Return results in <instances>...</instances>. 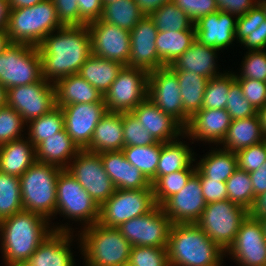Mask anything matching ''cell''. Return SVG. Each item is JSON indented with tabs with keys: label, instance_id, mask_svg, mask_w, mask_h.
Masks as SVG:
<instances>
[{
	"label": "cell",
	"instance_id": "cell-1",
	"mask_svg": "<svg viewBox=\"0 0 266 266\" xmlns=\"http://www.w3.org/2000/svg\"><path fill=\"white\" fill-rule=\"evenodd\" d=\"M37 47L42 78L52 84L79 73L81 66L92 55L87 25L63 26L47 35Z\"/></svg>",
	"mask_w": 266,
	"mask_h": 266
},
{
	"label": "cell",
	"instance_id": "cell-2",
	"mask_svg": "<svg viewBox=\"0 0 266 266\" xmlns=\"http://www.w3.org/2000/svg\"><path fill=\"white\" fill-rule=\"evenodd\" d=\"M51 224L44 216L26 210L3 219L0 237L3 260L25 263L53 231L76 232L68 223L60 226Z\"/></svg>",
	"mask_w": 266,
	"mask_h": 266
},
{
	"label": "cell",
	"instance_id": "cell-3",
	"mask_svg": "<svg viewBox=\"0 0 266 266\" xmlns=\"http://www.w3.org/2000/svg\"><path fill=\"white\" fill-rule=\"evenodd\" d=\"M166 249L169 266H223L226 257L196 223L172 224Z\"/></svg>",
	"mask_w": 266,
	"mask_h": 266
},
{
	"label": "cell",
	"instance_id": "cell-4",
	"mask_svg": "<svg viewBox=\"0 0 266 266\" xmlns=\"http://www.w3.org/2000/svg\"><path fill=\"white\" fill-rule=\"evenodd\" d=\"M80 230L75 236H78V247L84 256L85 266H122L129 263L132 245L118 228L97 222Z\"/></svg>",
	"mask_w": 266,
	"mask_h": 266
},
{
	"label": "cell",
	"instance_id": "cell-5",
	"mask_svg": "<svg viewBox=\"0 0 266 266\" xmlns=\"http://www.w3.org/2000/svg\"><path fill=\"white\" fill-rule=\"evenodd\" d=\"M63 26L52 0L31 7L10 10L7 33L11 43L38 46L42 40Z\"/></svg>",
	"mask_w": 266,
	"mask_h": 266
},
{
	"label": "cell",
	"instance_id": "cell-6",
	"mask_svg": "<svg viewBox=\"0 0 266 266\" xmlns=\"http://www.w3.org/2000/svg\"><path fill=\"white\" fill-rule=\"evenodd\" d=\"M63 169L35 161L20 178L23 210L38 213L50 222L56 213L57 178Z\"/></svg>",
	"mask_w": 266,
	"mask_h": 266
},
{
	"label": "cell",
	"instance_id": "cell-7",
	"mask_svg": "<svg viewBox=\"0 0 266 266\" xmlns=\"http://www.w3.org/2000/svg\"><path fill=\"white\" fill-rule=\"evenodd\" d=\"M249 211L227 200L211 202L196 224L225 252L235 241L241 223Z\"/></svg>",
	"mask_w": 266,
	"mask_h": 266
},
{
	"label": "cell",
	"instance_id": "cell-8",
	"mask_svg": "<svg viewBox=\"0 0 266 266\" xmlns=\"http://www.w3.org/2000/svg\"><path fill=\"white\" fill-rule=\"evenodd\" d=\"M41 79V57L37 46L11 43L0 54V84L6 90Z\"/></svg>",
	"mask_w": 266,
	"mask_h": 266
},
{
	"label": "cell",
	"instance_id": "cell-9",
	"mask_svg": "<svg viewBox=\"0 0 266 266\" xmlns=\"http://www.w3.org/2000/svg\"><path fill=\"white\" fill-rule=\"evenodd\" d=\"M56 213L72 221L82 223L81 228L91 226L99 220V206L80 183L63 169L57 178Z\"/></svg>",
	"mask_w": 266,
	"mask_h": 266
},
{
	"label": "cell",
	"instance_id": "cell-10",
	"mask_svg": "<svg viewBox=\"0 0 266 266\" xmlns=\"http://www.w3.org/2000/svg\"><path fill=\"white\" fill-rule=\"evenodd\" d=\"M157 206L153 187L145 189H116L99 207L100 225L118 228L123 222L142 216Z\"/></svg>",
	"mask_w": 266,
	"mask_h": 266
},
{
	"label": "cell",
	"instance_id": "cell-11",
	"mask_svg": "<svg viewBox=\"0 0 266 266\" xmlns=\"http://www.w3.org/2000/svg\"><path fill=\"white\" fill-rule=\"evenodd\" d=\"M149 73L140 68L123 66L104 94L108 112L129 113L148 98Z\"/></svg>",
	"mask_w": 266,
	"mask_h": 266
},
{
	"label": "cell",
	"instance_id": "cell-12",
	"mask_svg": "<svg viewBox=\"0 0 266 266\" xmlns=\"http://www.w3.org/2000/svg\"><path fill=\"white\" fill-rule=\"evenodd\" d=\"M100 207L116 190L99 153L81 149L66 169Z\"/></svg>",
	"mask_w": 266,
	"mask_h": 266
},
{
	"label": "cell",
	"instance_id": "cell-13",
	"mask_svg": "<svg viewBox=\"0 0 266 266\" xmlns=\"http://www.w3.org/2000/svg\"><path fill=\"white\" fill-rule=\"evenodd\" d=\"M171 220L161 206L126 222L118 229L132 246L167 248Z\"/></svg>",
	"mask_w": 266,
	"mask_h": 266
},
{
	"label": "cell",
	"instance_id": "cell-14",
	"mask_svg": "<svg viewBox=\"0 0 266 266\" xmlns=\"http://www.w3.org/2000/svg\"><path fill=\"white\" fill-rule=\"evenodd\" d=\"M6 105L14 108L27 124L56 106L54 84L42 78L32 84L12 87L7 90Z\"/></svg>",
	"mask_w": 266,
	"mask_h": 266
},
{
	"label": "cell",
	"instance_id": "cell-15",
	"mask_svg": "<svg viewBox=\"0 0 266 266\" xmlns=\"http://www.w3.org/2000/svg\"><path fill=\"white\" fill-rule=\"evenodd\" d=\"M228 255L239 266H266V238L260 219L247 215L225 252Z\"/></svg>",
	"mask_w": 266,
	"mask_h": 266
},
{
	"label": "cell",
	"instance_id": "cell-16",
	"mask_svg": "<svg viewBox=\"0 0 266 266\" xmlns=\"http://www.w3.org/2000/svg\"><path fill=\"white\" fill-rule=\"evenodd\" d=\"M180 90L177 75L168 66L149 72L148 98L185 128L190 117L183 110Z\"/></svg>",
	"mask_w": 266,
	"mask_h": 266
},
{
	"label": "cell",
	"instance_id": "cell-17",
	"mask_svg": "<svg viewBox=\"0 0 266 266\" xmlns=\"http://www.w3.org/2000/svg\"><path fill=\"white\" fill-rule=\"evenodd\" d=\"M92 54L129 66L130 32L100 19L87 24Z\"/></svg>",
	"mask_w": 266,
	"mask_h": 266
},
{
	"label": "cell",
	"instance_id": "cell-18",
	"mask_svg": "<svg viewBox=\"0 0 266 266\" xmlns=\"http://www.w3.org/2000/svg\"><path fill=\"white\" fill-rule=\"evenodd\" d=\"M207 203L202 194L200 176L195 172L181 191L168 198L162 205L172 224L196 223Z\"/></svg>",
	"mask_w": 266,
	"mask_h": 266
},
{
	"label": "cell",
	"instance_id": "cell-19",
	"mask_svg": "<svg viewBox=\"0 0 266 266\" xmlns=\"http://www.w3.org/2000/svg\"><path fill=\"white\" fill-rule=\"evenodd\" d=\"M64 129L80 149L91 142L95 127L106 114L104 102L69 104L63 106Z\"/></svg>",
	"mask_w": 266,
	"mask_h": 266
},
{
	"label": "cell",
	"instance_id": "cell-20",
	"mask_svg": "<svg viewBox=\"0 0 266 266\" xmlns=\"http://www.w3.org/2000/svg\"><path fill=\"white\" fill-rule=\"evenodd\" d=\"M157 33L158 29L150 16H143L130 31V67L140 68L148 73L165 67L156 50Z\"/></svg>",
	"mask_w": 266,
	"mask_h": 266
},
{
	"label": "cell",
	"instance_id": "cell-21",
	"mask_svg": "<svg viewBox=\"0 0 266 266\" xmlns=\"http://www.w3.org/2000/svg\"><path fill=\"white\" fill-rule=\"evenodd\" d=\"M231 117L226 109L202 108L196 112L184 128V139L203 141L219 145L224 139L231 124ZM194 141V142H193Z\"/></svg>",
	"mask_w": 266,
	"mask_h": 266
},
{
	"label": "cell",
	"instance_id": "cell-22",
	"mask_svg": "<svg viewBox=\"0 0 266 266\" xmlns=\"http://www.w3.org/2000/svg\"><path fill=\"white\" fill-rule=\"evenodd\" d=\"M131 113L157 142L164 143L184 137V127L172 116L165 114L149 98L138 104Z\"/></svg>",
	"mask_w": 266,
	"mask_h": 266
},
{
	"label": "cell",
	"instance_id": "cell-23",
	"mask_svg": "<svg viewBox=\"0 0 266 266\" xmlns=\"http://www.w3.org/2000/svg\"><path fill=\"white\" fill-rule=\"evenodd\" d=\"M236 22V16L220 10L208 14L194 23L196 40L219 50L227 49L236 40Z\"/></svg>",
	"mask_w": 266,
	"mask_h": 266
},
{
	"label": "cell",
	"instance_id": "cell-24",
	"mask_svg": "<svg viewBox=\"0 0 266 266\" xmlns=\"http://www.w3.org/2000/svg\"><path fill=\"white\" fill-rule=\"evenodd\" d=\"M73 232L53 231L25 262L27 266H75ZM71 244V245H70Z\"/></svg>",
	"mask_w": 266,
	"mask_h": 266
},
{
	"label": "cell",
	"instance_id": "cell-25",
	"mask_svg": "<svg viewBox=\"0 0 266 266\" xmlns=\"http://www.w3.org/2000/svg\"><path fill=\"white\" fill-rule=\"evenodd\" d=\"M100 158L116 189H145L152 186L144 174L125 158L122 151L103 152Z\"/></svg>",
	"mask_w": 266,
	"mask_h": 266
},
{
	"label": "cell",
	"instance_id": "cell-26",
	"mask_svg": "<svg viewBox=\"0 0 266 266\" xmlns=\"http://www.w3.org/2000/svg\"><path fill=\"white\" fill-rule=\"evenodd\" d=\"M219 49L195 40L192 45L170 66L172 71H191L208 79L221 74L217 67Z\"/></svg>",
	"mask_w": 266,
	"mask_h": 266
},
{
	"label": "cell",
	"instance_id": "cell-27",
	"mask_svg": "<svg viewBox=\"0 0 266 266\" xmlns=\"http://www.w3.org/2000/svg\"><path fill=\"white\" fill-rule=\"evenodd\" d=\"M123 148L122 113L107 111L97 123L91 142L85 150L100 154L122 151Z\"/></svg>",
	"mask_w": 266,
	"mask_h": 266
},
{
	"label": "cell",
	"instance_id": "cell-28",
	"mask_svg": "<svg viewBox=\"0 0 266 266\" xmlns=\"http://www.w3.org/2000/svg\"><path fill=\"white\" fill-rule=\"evenodd\" d=\"M80 150L63 128L36 147V160L67 169Z\"/></svg>",
	"mask_w": 266,
	"mask_h": 266
},
{
	"label": "cell",
	"instance_id": "cell-29",
	"mask_svg": "<svg viewBox=\"0 0 266 266\" xmlns=\"http://www.w3.org/2000/svg\"><path fill=\"white\" fill-rule=\"evenodd\" d=\"M56 106L104 102V96L78 73L58 80L55 84Z\"/></svg>",
	"mask_w": 266,
	"mask_h": 266
},
{
	"label": "cell",
	"instance_id": "cell-30",
	"mask_svg": "<svg viewBox=\"0 0 266 266\" xmlns=\"http://www.w3.org/2000/svg\"><path fill=\"white\" fill-rule=\"evenodd\" d=\"M25 138L0 146V172L20 177L36 161V148Z\"/></svg>",
	"mask_w": 266,
	"mask_h": 266
},
{
	"label": "cell",
	"instance_id": "cell-31",
	"mask_svg": "<svg viewBox=\"0 0 266 266\" xmlns=\"http://www.w3.org/2000/svg\"><path fill=\"white\" fill-rule=\"evenodd\" d=\"M266 140L262 132L259 115L232 120L227 133L219 144L223 149L237 152Z\"/></svg>",
	"mask_w": 266,
	"mask_h": 266
},
{
	"label": "cell",
	"instance_id": "cell-32",
	"mask_svg": "<svg viewBox=\"0 0 266 266\" xmlns=\"http://www.w3.org/2000/svg\"><path fill=\"white\" fill-rule=\"evenodd\" d=\"M123 66L119 62L92 54L81 66L78 74L104 96Z\"/></svg>",
	"mask_w": 266,
	"mask_h": 266
},
{
	"label": "cell",
	"instance_id": "cell-33",
	"mask_svg": "<svg viewBox=\"0 0 266 266\" xmlns=\"http://www.w3.org/2000/svg\"><path fill=\"white\" fill-rule=\"evenodd\" d=\"M177 138L172 141L161 143L160 159L157 165L156 181L164 175L177 172L188 168L193 162L197 160L194 157L195 153L192 152L186 141ZM196 158V159H195Z\"/></svg>",
	"mask_w": 266,
	"mask_h": 266
},
{
	"label": "cell",
	"instance_id": "cell-34",
	"mask_svg": "<svg viewBox=\"0 0 266 266\" xmlns=\"http://www.w3.org/2000/svg\"><path fill=\"white\" fill-rule=\"evenodd\" d=\"M196 40V30L158 31L155 40L159 59L172 65Z\"/></svg>",
	"mask_w": 266,
	"mask_h": 266
},
{
	"label": "cell",
	"instance_id": "cell-35",
	"mask_svg": "<svg viewBox=\"0 0 266 266\" xmlns=\"http://www.w3.org/2000/svg\"><path fill=\"white\" fill-rule=\"evenodd\" d=\"M199 162L196 168L206 177L226 182L227 179L238 169L237 156L235 152L220 148L209 150Z\"/></svg>",
	"mask_w": 266,
	"mask_h": 266
},
{
	"label": "cell",
	"instance_id": "cell-36",
	"mask_svg": "<svg viewBox=\"0 0 266 266\" xmlns=\"http://www.w3.org/2000/svg\"><path fill=\"white\" fill-rule=\"evenodd\" d=\"M178 78L184 112L191 118L203 106L208 78L191 71H173Z\"/></svg>",
	"mask_w": 266,
	"mask_h": 266
},
{
	"label": "cell",
	"instance_id": "cell-37",
	"mask_svg": "<svg viewBox=\"0 0 266 266\" xmlns=\"http://www.w3.org/2000/svg\"><path fill=\"white\" fill-rule=\"evenodd\" d=\"M143 16L135 0H118L104 4L100 20L130 32Z\"/></svg>",
	"mask_w": 266,
	"mask_h": 266
},
{
	"label": "cell",
	"instance_id": "cell-38",
	"mask_svg": "<svg viewBox=\"0 0 266 266\" xmlns=\"http://www.w3.org/2000/svg\"><path fill=\"white\" fill-rule=\"evenodd\" d=\"M125 158L139 169L153 185L156 182L161 142L147 146H128L122 149Z\"/></svg>",
	"mask_w": 266,
	"mask_h": 266
},
{
	"label": "cell",
	"instance_id": "cell-39",
	"mask_svg": "<svg viewBox=\"0 0 266 266\" xmlns=\"http://www.w3.org/2000/svg\"><path fill=\"white\" fill-rule=\"evenodd\" d=\"M27 138L36 148L48 137L56 135L64 128V116L62 108L55 106L43 116L27 123Z\"/></svg>",
	"mask_w": 266,
	"mask_h": 266
},
{
	"label": "cell",
	"instance_id": "cell-40",
	"mask_svg": "<svg viewBox=\"0 0 266 266\" xmlns=\"http://www.w3.org/2000/svg\"><path fill=\"white\" fill-rule=\"evenodd\" d=\"M150 18L158 31L195 30L194 22L172 1L158 8Z\"/></svg>",
	"mask_w": 266,
	"mask_h": 266
},
{
	"label": "cell",
	"instance_id": "cell-41",
	"mask_svg": "<svg viewBox=\"0 0 266 266\" xmlns=\"http://www.w3.org/2000/svg\"><path fill=\"white\" fill-rule=\"evenodd\" d=\"M22 210L20 178L0 172V218L3 220Z\"/></svg>",
	"mask_w": 266,
	"mask_h": 266
},
{
	"label": "cell",
	"instance_id": "cell-42",
	"mask_svg": "<svg viewBox=\"0 0 266 266\" xmlns=\"http://www.w3.org/2000/svg\"><path fill=\"white\" fill-rule=\"evenodd\" d=\"M196 172L193 163L186 169L161 176L153 185L155 202L161 206L168 198L178 193Z\"/></svg>",
	"mask_w": 266,
	"mask_h": 266
},
{
	"label": "cell",
	"instance_id": "cell-43",
	"mask_svg": "<svg viewBox=\"0 0 266 266\" xmlns=\"http://www.w3.org/2000/svg\"><path fill=\"white\" fill-rule=\"evenodd\" d=\"M228 200L250 211L255 195L249 173L237 169L225 182Z\"/></svg>",
	"mask_w": 266,
	"mask_h": 266
},
{
	"label": "cell",
	"instance_id": "cell-44",
	"mask_svg": "<svg viewBox=\"0 0 266 266\" xmlns=\"http://www.w3.org/2000/svg\"><path fill=\"white\" fill-rule=\"evenodd\" d=\"M235 81V72L224 71L223 74L211 78L206 85L203 106L206 109H224L228 100L230 85Z\"/></svg>",
	"mask_w": 266,
	"mask_h": 266
},
{
	"label": "cell",
	"instance_id": "cell-45",
	"mask_svg": "<svg viewBox=\"0 0 266 266\" xmlns=\"http://www.w3.org/2000/svg\"><path fill=\"white\" fill-rule=\"evenodd\" d=\"M25 125L23 117L14 108L0 107V146L24 138Z\"/></svg>",
	"mask_w": 266,
	"mask_h": 266
},
{
	"label": "cell",
	"instance_id": "cell-46",
	"mask_svg": "<svg viewBox=\"0 0 266 266\" xmlns=\"http://www.w3.org/2000/svg\"><path fill=\"white\" fill-rule=\"evenodd\" d=\"M122 125L124 147L147 146L157 143L149 131L141 127L142 124L131 112L122 113Z\"/></svg>",
	"mask_w": 266,
	"mask_h": 266
},
{
	"label": "cell",
	"instance_id": "cell-47",
	"mask_svg": "<svg viewBox=\"0 0 266 266\" xmlns=\"http://www.w3.org/2000/svg\"><path fill=\"white\" fill-rule=\"evenodd\" d=\"M241 62L240 74L235 73V79H253L266 82V50H247Z\"/></svg>",
	"mask_w": 266,
	"mask_h": 266
},
{
	"label": "cell",
	"instance_id": "cell-48",
	"mask_svg": "<svg viewBox=\"0 0 266 266\" xmlns=\"http://www.w3.org/2000/svg\"><path fill=\"white\" fill-rule=\"evenodd\" d=\"M225 109L232 120L248 118L258 113L243 96L240 84L236 80L230 85Z\"/></svg>",
	"mask_w": 266,
	"mask_h": 266
},
{
	"label": "cell",
	"instance_id": "cell-49",
	"mask_svg": "<svg viewBox=\"0 0 266 266\" xmlns=\"http://www.w3.org/2000/svg\"><path fill=\"white\" fill-rule=\"evenodd\" d=\"M129 263L132 266H169L167 249L132 246Z\"/></svg>",
	"mask_w": 266,
	"mask_h": 266
},
{
	"label": "cell",
	"instance_id": "cell-50",
	"mask_svg": "<svg viewBox=\"0 0 266 266\" xmlns=\"http://www.w3.org/2000/svg\"><path fill=\"white\" fill-rule=\"evenodd\" d=\"M238 169L248 173L261 167L266 161V140L236 152Z\"/></svg>",
	"mask_w": 266,
	"mask_h": 266
},
{
	"label": "cell",
	"instance_id": "cell-51",
	"mask_svg": "<svg viewBox=\"0 0 266 266\" xmlns=\"http://www.w3.org/2000/svg\"><path fill=\"white\" fill-rule=\"evenodd\" d=\"M264 21H266L264 11L258 4L244 16L237 17L235 30L236 41L240 44L250 35V32L256 30Z\"/></svg>",
	"mask_w": 266,
	"mask_h": 266
},
{
	"label": "cell",
	"instance_id": "cell-52",
	"mask_svg": "<svg viewBox=\"0 0 266 266\" xmlns=\"http://www.w3.org/2000/svg\"><path fill=\"white\" fill-rule=\"evenodd\" d=\"M195 23L200 18L219 11L216 0H172Z\"/></svg>",
	"mask_w": 266,
	"mask_h": 266
},
{
	"label": "cell",
	"instance_id": "cell-53",
	"mask_svg": "<svg viewBox=\"0 0 266 266\" xmlns=\"http://www.w3.org/2000/svg\"><path fill=\"white\" fill-rule=\"evenodd\" d=\"M243 96L258 111L266 104V82L253 79H235Z\"/></svg>",
	"mask_w": 266,
	"mask_h": 266
},
{
	"label": "cell",
	"instance_id": "cell-54",
	"mask_svg": "<svg viewBox=\"0 0 266 266\" xmlns=\"http://www.w3.org/2000/svg\"><path fill=\"white\" fill-rule=\"evenodd\" d=\"M196 173L200 176L202 194L207 204L228 199L225 182H218V180L206 178L197 168Z\"/></svg>",
	"mask_w": 266,
	"mask_h": 266
},
{
	"label": "cell",
	"instance_id": "cell-55",
	"mask_svg": "<svg viewBox=\"0 0 266 266\" xmlns=\"http://www.w3.org/2000/svg\"><path fill=\"white\" fill-rule=\"evenodd\" d=\"M62 26H83L79 22L78 0H52Z\"/></svg>",
	"mask_w": 266,
	"mask_h": 266
},
{
	"label": "cell",
	"instance_id": "cell-56",
	"mask_svg": "<svg viewBox=\"0 0 266 266\" xmlns=\"http://www.w3.org/2000/svg\"><path fill=\"white\" fill-rule=\"evenodd\" d=\"M79 22L82 25L98 20L103 10L102 0H78Z\"/></svg>",
	"mask_w": 266,
	"mask_h": 266
},
{
	"label": "cell",
	"instance_id": "cell-57",
	"mask_svg": "<svg viewBox=\"0 0 266 266\" xmlns=\"http://www.w3.org/2000/svg\"><path fill=\"white\" fill-rule=\"evenodd\" d=\"M216 2L220 11L236 17L244 16L258 4V0H216Z\"/></svg>",
	"mask_w": 266,
	"mask_h": 266
},
{
	"label": "cell",
	"instance_id": "cell-58",
	"mask_svg": "<svg viewBox=\"0 0 266 266\" xmlns=\"http://www.w3.org/2000/svg\"><path fill=\"white\" fill-rule=\"evenodd\" d=\"M248 51L266 50V21H264L256 30L250 32L241 43Z\"/></svg>",
	"mask_w": 266,
	"mask_h": 266
},
{
	"label": "cell",
	"instance_id": "cell-59",
	"mask_svg": "<svg viewBox=\"0 0 266 266\" xmlns=\"http://www.w3.org/2000/svg\"><path fill=\"white\" fill-rule=\"evenodd\" d=\"M255 199L264 192H266V161L261 165V167L255 171L249 173Z\"/></svg>",
	"mask_w": 266,
	"mask_h": 266
},
{
	"label": "cell",
	"instance_id": "cell-60",
	"mask_svg": "<svg viewBox=\"0 0 266 266\" xmlns=\"http://www.w3.org/2000/svg\"><path fill=\"white\" fill-rule=\"evenodd\" d=\"M170 1L172 0H135L144 16H150L158 8L162 7L165 3Z\"/></svg>",
	"mask_w": 266,
	"mask_h": 266
},
{
	"label": "cell",
	"instance_id": "cell-61",
	"mask_svg": "<svg viewBox=\"0 0 266 266\" xmlns=\"http://www.w3.org/2000/svg\"><path fill=\"white\" fill-rule=\"evenodd\" d=\"M249 214L258 219L266 217V192L256 197Z\"/></svg>",
	"mask_w": 266,
	"mask_h": 266
},
{
	"label": "cell",
	"instance_id": "cell-62",
	"mask_svg": "<svg viewBox=\"0 0 266 266\" xmlns=\"http://www.w3.org/2000/svg\"><path fill=\"white\" fill-rule=\"evenodd\" d=\"M10 10L8 0H0V30H7Z\"/></svg>",
	"mask_w": 266,
	"mask_h": 266
},
{
	"label": "cell",
	"instance_id": "cell-63",
	"mask_svg": "<svg viewBox=\"0 0 266 266\" xmlns=\"http://www.w3.org/2000/svg\"><path fill=\"white\" fill-rule=\"evenodd\" d=\"M45 0H8L10 9L31 7Z\"/></svg>",
	"mask_w": 266,
	"mask_h": 266
},
{
	"label": "cell",
	"instance_id": "cell-64",
	"mask_svg": "<svg viewBox=\"0 0 266 266\" xmlns=\"http://www.w3.org/2000/svg\"><path fill=\"white\" fill-rule=\"evenodd\" d=\"M11 44L7 30H0V54Z\"/></svg>",
	"mask_w": 266,
	"mask_h": 266
},
{
	"label": "cell",
	"instance_id": "cell-65",
	"mask_svg": "<svg viewBox=\"0 0 266 266\" xmlns=\"http://www.w3.org/2000/svg\"><path fill=\"white\" fill-rule=\"evenodd\" d=\"M259 118H260V123L262 127V132L264 134V137L266 138V104L258 110Z\"/></svg>",
	"mask_w": 266,
	"mask_h": 266
},
{
	"label": "cell",
	"instance_id": "cell-66",
	"mask_svg": "<svg viewBox=\"0 0 266 266\" xmlns=\"http://www.w3.org/2000/svg\"><path fill=\"white\" fill-rule=\"evenodd\" d=\"M6 96V88L0 84V107H4L6 105Z\"/></svg>",
	"mask_w": 266,
	"mask_h": 266
},
{
	"label": "cell",
	"instance_id": "cell-67",
	"mask_svg": "<svg viewBox=\"0 0 266 266\" xmlns=\"http://www.w3.org/2000/svg\"><path fill=\"white\" fill-rule=\"evenodd\" d=\"M258 5L264 11V14H265V17H266V0H258Z\"/></svg>",
	"mask_w": 266,
	"mask_h": 266
},
{
	"label": "cell",
	"instance_id": "cell-68",
	"mask_svg": "<svg viewBox=\"0 0 266 266\" xmlns=\"http://www.w3.org/2000/svg\"><path fill=\"white\" fill-rule=\"evenodd\" d=\"M263 230H264V234H265V238H266V217L260 218Z\"/></svg>",
	"mask_w": 266,
	"mask_h": 266
},
{
	"label": "cell",
	"instance_id": "cell-69",
	"mask_svg": "<svg viewBox=\"0 0 266 266\" xmlns=\"http://www.w3.org/2000/svg\"><path fill=\"white\" fill-rule=\"evenodd\" d=\"M6 266H27L25 263H9V262H4Z\"/></svg>",
	"mask_w": 266,
	"mask_h": 266
},
{
	"label": "cell",
	"instance_id": "cell-70",
	"mask_svg": "<svg viewBox=\"0 0 266 266\" xmlns=\"http://www.w3.org/2000/svg\"><path fill=\"white\" fill-rule=\"evenodd\" d=\"M114 1H118V0H102L103 5H104V4H107V3H109V2H114Z\"/></svg>",
	"mask_w": 266,
	"mask_h": 266
},
{
	"label": "cell",
	"instance_id": "cell-71",
	"mask_svg": "<svg viewBox=\"0 0 266 266\" xmlns=\"http://www.w3.org/2000/svg\"><path fill=\"white\" fill-rule=\"evenodd\" d=\"M2 219L0 218V237H1V230H2Z\"/></svg>",
	"mask_w": 266,
	"mask_h": 266
},
{
	"label": "cell",
	"instance_id": "cell-72",
	"mask_svg": "<svg viewBox=\"0 0 266 266\" xmlns=\"http://www.w3.org/2000/svg\"><path fill=\"white\" fill-rule=\"evenodd\" d=\"M122 266H132L130 263L124 264Z\"/></svg>",
	"mask_w": 266,
	"mask_h": 266
}]
</instances>
